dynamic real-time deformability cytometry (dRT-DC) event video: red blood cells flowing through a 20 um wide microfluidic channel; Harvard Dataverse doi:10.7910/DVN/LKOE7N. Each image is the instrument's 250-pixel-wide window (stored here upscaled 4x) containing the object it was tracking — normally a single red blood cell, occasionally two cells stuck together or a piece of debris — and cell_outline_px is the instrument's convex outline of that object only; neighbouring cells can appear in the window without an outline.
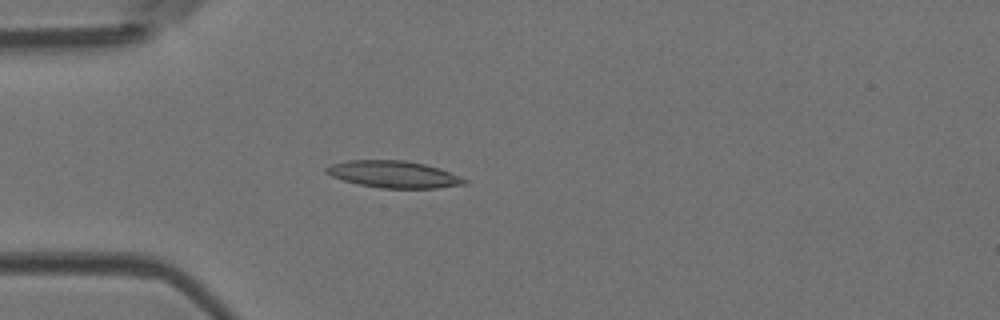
{"species": "Egyptian fruit bat (a non-hibernating species)", "species_latin": "Rousettus aegyptiacus", "temperature_condition": "room temperature", "stored_images_in_passage": 1, "camera_frame_rate_fps": 3000, "um_per_image_px": 0.085, "animal": {"sex": "female"}, "frame": {"image": 1, "passage_image": 1, "time_ms": 0.0, "image_size_px": [1000, 320], "cell_outline_px": [[468, 184], [436, 188], [380, 188], [360, 184], [344, 180], [332, 176], [324, 172], [324, 168], [332, 164], [348, 160], [404, 160], [424, 164], [440, 168], [468, 180]], "centroid_in_image_um": [33.47, 14.81], "position_along_channel_um": 51.5, "area_um2": 21.62}}